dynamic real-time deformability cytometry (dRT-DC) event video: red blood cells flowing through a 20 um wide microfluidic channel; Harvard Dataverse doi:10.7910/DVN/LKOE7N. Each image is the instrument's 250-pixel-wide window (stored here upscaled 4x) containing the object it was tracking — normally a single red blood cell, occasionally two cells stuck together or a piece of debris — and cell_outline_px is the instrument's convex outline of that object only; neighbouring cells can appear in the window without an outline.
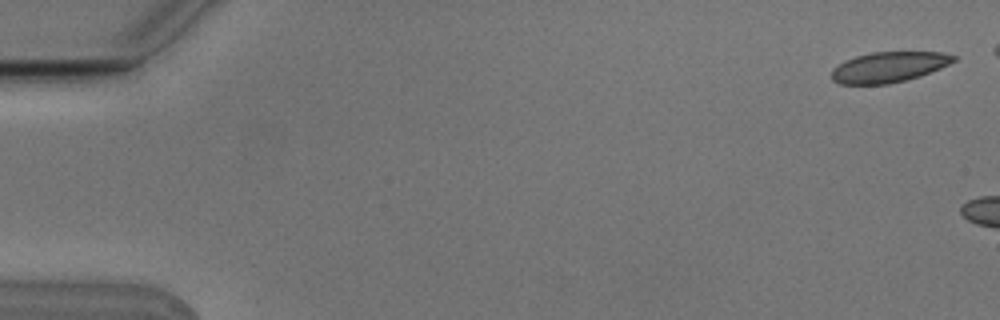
{"species": "Egyptian fruit bat (a non-hibernating species)", "species_latin": "Rousettus aegyptiacus", "temperature_condition": "cold", "stored_images_in_passage": 2, "camera_frame_rate_fps": 3000, "um_per_image_px": 0.085, "animal": {"sex": "male"}, "frame": {"image": 1, "passage_image": 1, "time_ms": 0.0, "image_size_px": [1000, 320], "cell_outline_px": [[956, 60], [940, 68], [920, 76], [888, 84], [840, 84], [832, 80], [832, 68], [844, 60], [856, 56], [872, 52], [940, 52], [956, 56]], "centroid_in_image_um": [75.51, 5.7], "position_along_channel_um": 9.5, "area_um2": 21.56}}